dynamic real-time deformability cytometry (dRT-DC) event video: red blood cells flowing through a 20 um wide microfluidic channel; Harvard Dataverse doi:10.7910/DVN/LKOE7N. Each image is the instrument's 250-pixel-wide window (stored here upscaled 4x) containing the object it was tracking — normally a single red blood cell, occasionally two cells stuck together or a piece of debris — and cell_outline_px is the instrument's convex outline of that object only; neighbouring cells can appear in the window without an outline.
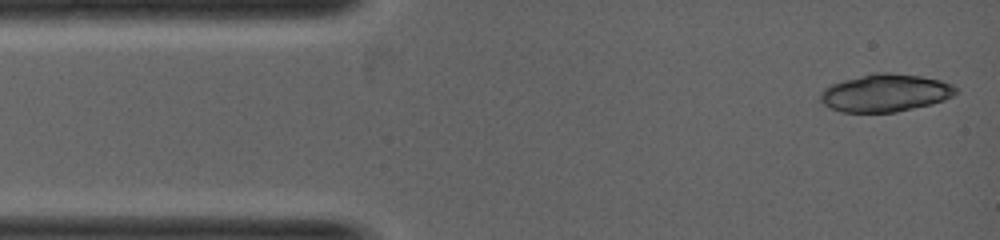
{"species": "common noctule bat (a hibernating species)", "species_latin": "Nyctalus noctula", "temperature_condition": "warm", "stored_images_in_passage": 3, "camera_frame_rate_fps": 5000, "um_per_image_px": 0.085, "animal": {"sex": "female", "body_mass_g": 19.0, "forearm_length_mm": 53.3}, "frame": {"image": 1, "passage_image": 1, "time_ms": 0.0, "image_size_px": [1000, 240], "cell_outline_px": [[960, 92], [944, 100], [932, 104], [896, 112], [840, 112], [824, 104], [820, 100], [820, 92], [824, 88], [832, 84], [844, 80], [876, 72], [888, 72], [920, 76], [940, 80], [952, 84]], "centroid_in_image_um": [75.27, 7.9], "position_along_channel_um": 9.7, "area_um2": 29.71}}